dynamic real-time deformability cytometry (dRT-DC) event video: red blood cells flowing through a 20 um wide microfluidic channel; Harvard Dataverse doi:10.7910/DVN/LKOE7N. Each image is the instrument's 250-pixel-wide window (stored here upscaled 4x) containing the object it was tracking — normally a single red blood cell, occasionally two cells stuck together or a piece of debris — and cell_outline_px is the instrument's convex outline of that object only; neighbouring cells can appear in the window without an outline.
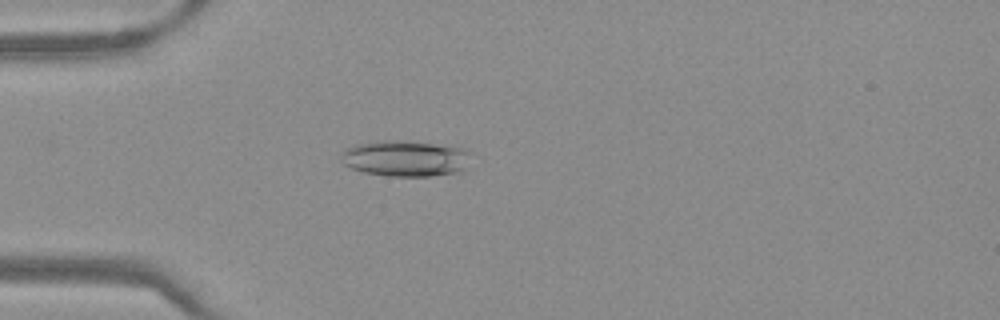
{"species": "Egyptian fruit bat (a non-hibernating species)", "species_latin": "Rousettus aegyptiacus", "temperature_condition": "warm", "stored_images_in_passage": 47, "camera_frame_rate_fps": 3000, "um_per_image_px": 0.085, "frame": {"image": 1, "passage_image": 11, "time_ms": 3.333, "image_size_px": [1000, 320], "cell_outline_px": [[472, 152], [464, 168], [456, 172], [428, 176], [388, 176], [364, 172], [352, 168], [344, 164], [340, 160], [340, 156], [344, 148], [356, 144], [380, 140], [384, 140], [432, 144], [464, 148]], "centroid_in_image_um": [34.4, 13.47], "position_along_channel_um": 50.6, "area_um2": 26.93}}
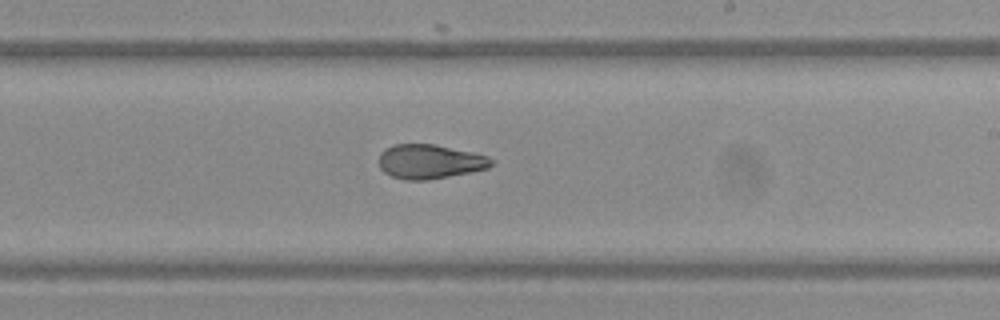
{"frame": {"image": 2, "passage_image": 27, "time_ms": 8.667, "image_size_px": [1000, 320], "cell_outline_px": [[496, 164], [488, 168], [428, 180], [404, 180], [392, 176], [384, 172], [380, 168], [380, 152], [384, 148], [392, 144], [432, 144], [472, 152], [488, 156], [496, 160]], "centroid_in_image_um": [36.54, 13.73], "position_along_channel_um": 252.5, "area_um2": 22.54}}
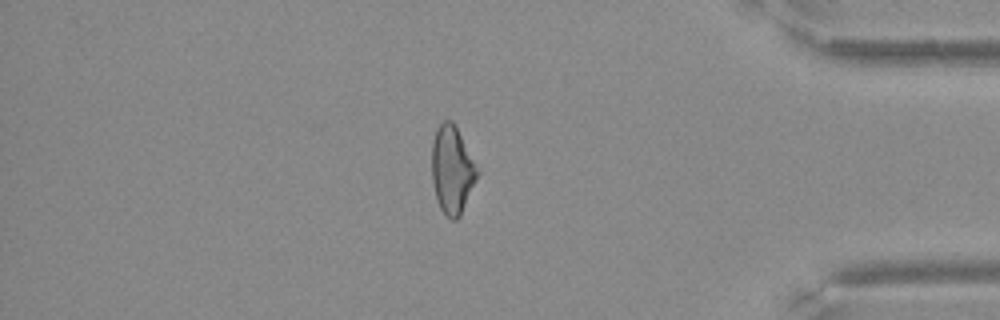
{"frame": {"image": 3, "passage_image": 40, "time_ms": 13.0, "image_size_px": [1000, 320], "cell_outline_px": [[480, 172], [460, 216], [456, 220], [452, 220], [440, 208], [436, 200], [432, 180], [432, 140], [436, 128], [444, 120], [452, 120]], "centroid_in_image_um": [38.42, 14.44], "position_along_channel_um": 396.8, "area_um2": 23.12}}